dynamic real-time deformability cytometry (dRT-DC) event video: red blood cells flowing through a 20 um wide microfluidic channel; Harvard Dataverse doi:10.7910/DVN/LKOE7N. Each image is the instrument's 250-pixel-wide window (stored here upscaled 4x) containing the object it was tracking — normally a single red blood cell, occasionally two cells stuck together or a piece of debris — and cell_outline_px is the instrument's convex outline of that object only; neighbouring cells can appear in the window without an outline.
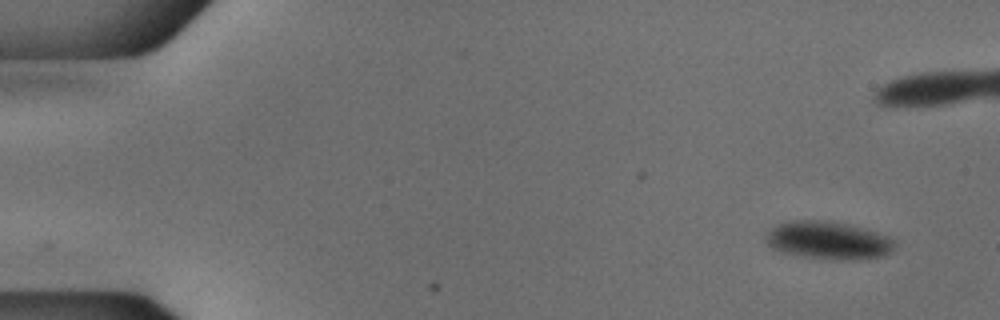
{"species": "common noctule bat (a hibernating species)", "species_latin": "Nyctalus noctula", "temperature_condition": "cold", "stored_images_in_passage": 5, "camera_frame_rate_fps": 3000, "um_per_image_px": 0.085, "animal": {"sex": "male", "body_mass_g": 18.8}, "frame": {"image": 1, "passage_image": 1, "time_ms": 0.0, "image_size_px": [1000, 320], "cell_outline_px": [[896, 248], [892, 252], [884, 256], [852, 260], [840, 260], [800, 256], [780, 252], [772, 248], [764, 240], [764, 236], [776, 224], [792, 220], [832, 220], [852, 224], [888, 236], [896, 240]], "centroid_in_image_um": [70.43, 20.42], "position_along_channel_um": 14.6, "area_um2": 29.07}}